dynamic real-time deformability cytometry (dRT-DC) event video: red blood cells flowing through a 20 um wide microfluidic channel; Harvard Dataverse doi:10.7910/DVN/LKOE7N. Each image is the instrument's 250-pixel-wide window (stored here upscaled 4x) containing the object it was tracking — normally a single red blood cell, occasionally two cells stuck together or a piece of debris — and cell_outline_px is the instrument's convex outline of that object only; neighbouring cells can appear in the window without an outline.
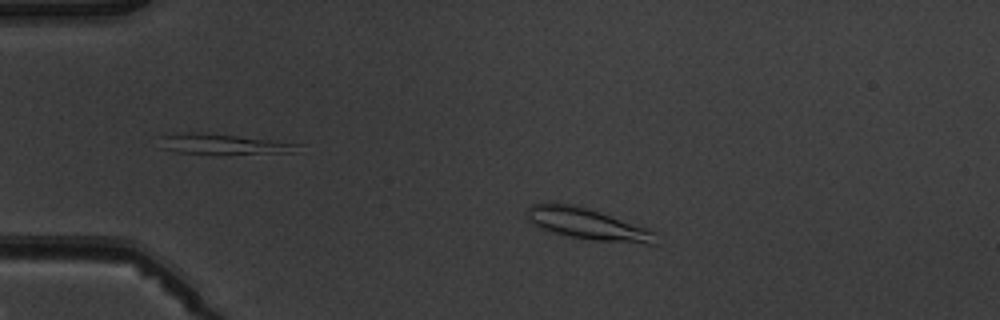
{"species": "common noctule bat (a hibernating species)", "species_latin": "Nyctalus noctula", "temperature_condition": "warm", "stored_images_in_passage": 4, "camera_frame_rate_fps": 3000, "um_per_image_px": 0.085, "animal": {"sex": "male", "body_mass_g": 19.5, "forearm_length_mm": 54.6}, "frame": {"image": 1, "passage_image": 2, "time_ms": 2.0, "image_size_px": [1000, 320], "cell_outline_px": [[656, 244], [648, 244], [592, 240], [568, 236], [548, 232], [532, 224], [528, 220], [528, 208], [532, 204], [572, 204], [588, 208], [648, 228], [656, 232]], "centroid_in_image_um": [49.96, 19.06], "position_along_channel_um": 35.0, "area_um2": 23.35}}
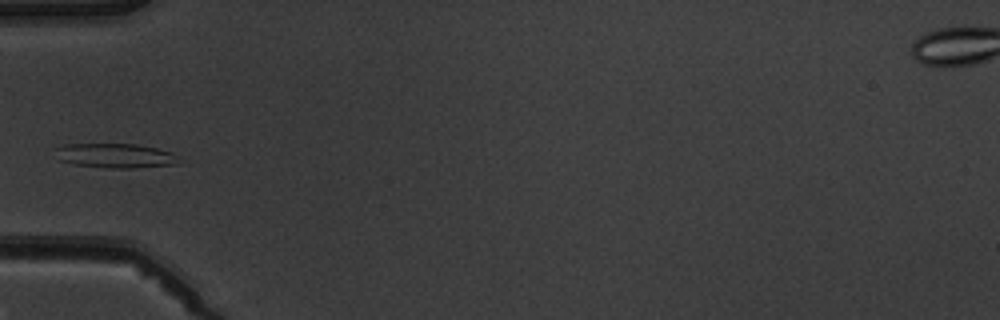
{"frame": {"image": 2, "passage_image": 4, "time_ms": 4.333, "image_size_px": [1000, 320], "cell_outline_px": [[180, 164], [132, 168], [108, 168], [76, 164], [60, 160], [52, 148], [64, 144], [136, 144], [156, 148], [172, 152], [176, 156]], "centroid_in_image_um": [9.79, 13.22], "position_along_channel_um": 75.2, "area_um2": 17.63}}